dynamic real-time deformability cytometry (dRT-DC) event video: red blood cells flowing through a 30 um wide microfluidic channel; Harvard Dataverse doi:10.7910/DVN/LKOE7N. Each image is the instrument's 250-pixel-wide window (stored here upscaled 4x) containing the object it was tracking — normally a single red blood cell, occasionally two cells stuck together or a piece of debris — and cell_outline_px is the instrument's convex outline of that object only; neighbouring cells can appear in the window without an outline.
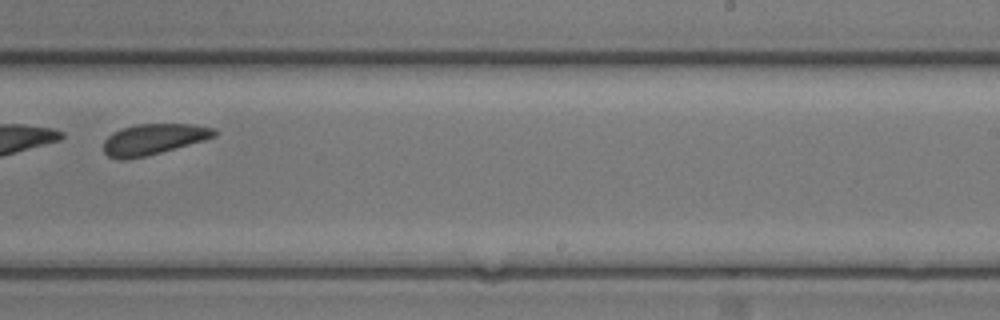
{"species": "common noctule bat (a hibernating species)", "species_latin": "Nyctalus noctula", "temperature_condition": "room temperature", "stored_images_in_passage": 34, "camera_frame_rate_fps": 3000, "um_per_image_px": 0.085, "animal": {"sex": "female", "body_mass_g": 17.0, "forearm_length_mm": 48.0}, "frame": {"image": 1, "passage_image": 20, "time_ms": 6.333, "image_size_px": [1000, 320], "cell_outline_px": [[216, 136], [204, 140], [160, 152], [144, 156], [124, 160], [116, 160], [108, 156], [104, 152], [104, 140], [112, 132], [120, 128], [136, 124], [192, 124], [216, 128]], "centroid_in_image_um": [13.01, 11.83], "position_along_channel_um": 276.0, "area_um2": 19.88}}